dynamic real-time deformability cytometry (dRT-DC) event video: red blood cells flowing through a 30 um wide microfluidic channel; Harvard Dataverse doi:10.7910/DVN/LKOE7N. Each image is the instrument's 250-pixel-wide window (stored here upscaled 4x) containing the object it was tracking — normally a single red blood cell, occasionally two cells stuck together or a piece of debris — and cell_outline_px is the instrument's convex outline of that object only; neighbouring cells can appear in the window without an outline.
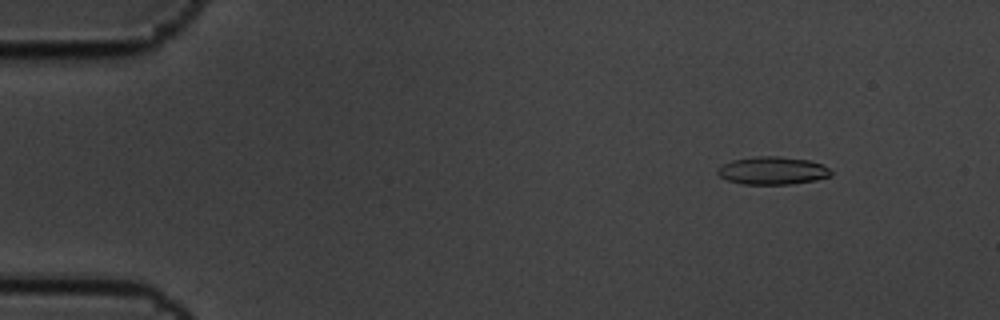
{"species": "common noctule bat (a hibernating species)", "species_latin": "Nyctalus noctula", "temperature_condition": "cold", "stored_images_in_passage": 6, "camera_frame_rate_fps": 3000, "um_per_image_px": 0.085, "animal": {"sex": "male", "body_mass_g": 19.5, "forearm_length_mm": 54.6}, "frame": {"image": 1, "passage_image": 2, "time_ms": 0.333, "image_size_px": [1000, 320], "cell_outline_px": [[832, 176], [816, 180], [792, 184], [744, 184], [728, 180], [720, 176], [716, 172], [716, 168], [732, 160], [756, 156], [780, 156], [808, 160], [824, 164], [832, 172]], "centroid_in_image_um": [65.69, 14.5], "position_along_channel_um": 19.3, "area_um2": 18.5}}
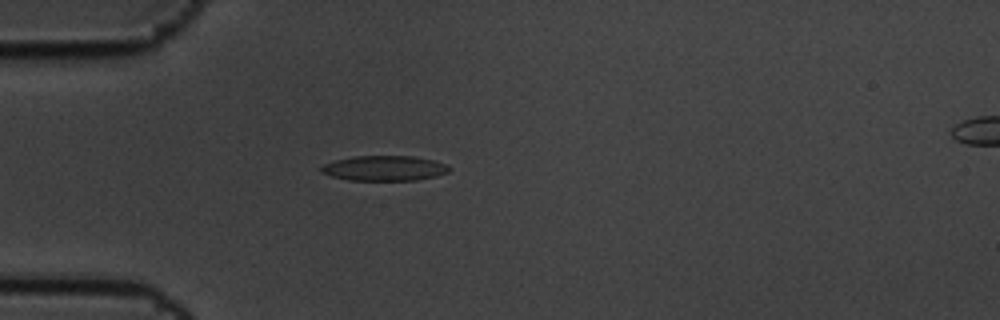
{"frame": {"image": 2, "passage_image": 5, "time_ms": 1.333, "image_size_px": [1000, 320], "cell_outline_px": [[452, 168], [448, 172], [436, 176], [416, 180], [348, 180], [332, 176], [320, 172], [320, 168], [324, 164], [336, 160], [352, 156], [412, 156], [432, 160], [448, 164]], "centroid_in_image_um": [32.69, 14.3], "position_along_channel_um": 52.3, "area_um2": 18.73}}